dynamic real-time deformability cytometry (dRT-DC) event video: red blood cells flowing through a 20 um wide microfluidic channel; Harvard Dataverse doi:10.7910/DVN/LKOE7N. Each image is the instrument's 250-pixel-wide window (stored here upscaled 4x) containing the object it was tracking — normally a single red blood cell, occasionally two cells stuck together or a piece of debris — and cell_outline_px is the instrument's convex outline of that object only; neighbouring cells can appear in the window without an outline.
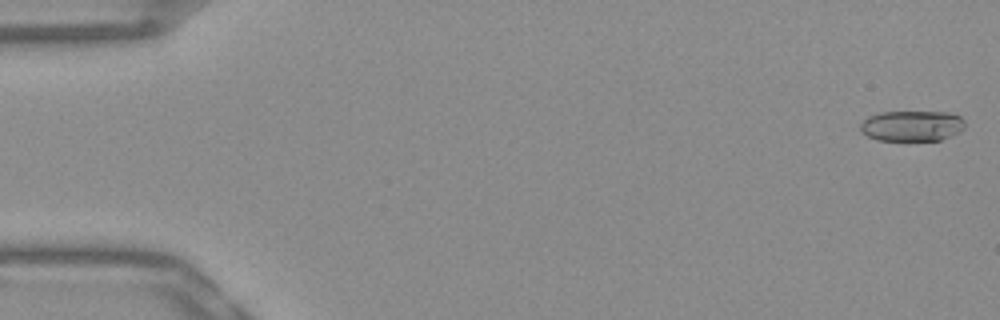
{"species": "Egyptian fruit bat (a non-hibernating species)", "species_latin": "Rousettus aegyptiacus", "temperature_condition": "warm", "stored_images_in_passage": 53, "camera_frame_rate_fps": 3000, "um_per_image_px": 0.085, "frame": {"image": 1, "passage_image": 1, "time_ms": 0.0, "image_size_px": [1000, 320], "cell_outline_px": [[964, 128], [960, 132], [940, 140], [876, 140], [860, 132], [860, 124], [868, 116], [880, 112], [948, 112], [960, 116], [964, 120]], "centroid_in_image_um": [77.5, 10.69], "position_along_channel_um": 7.5, "area_um2": 18.73}}
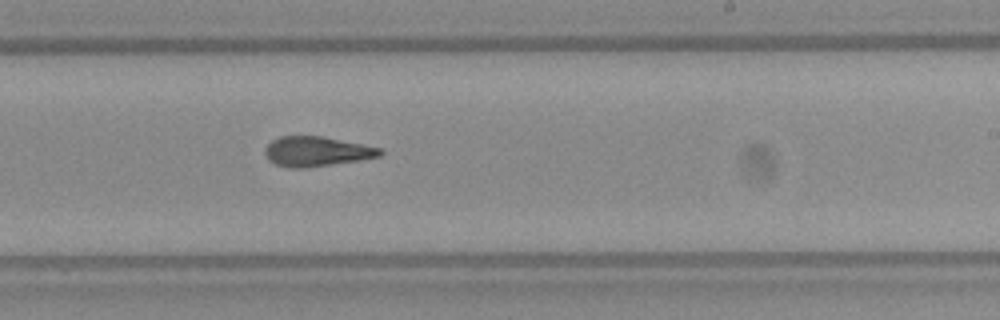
{"frame": {"image": 2, "passage_image": 32, "time_ms": 10.333, "image_size_px": [1000, 320], "cell_outline_px": [[384, 152], [380, 156], [360, 160], [304, 168], [288, 168], [276, 164], [268, 160], [264, 152], [264, 148], [272, 140], [280, 136], [320, 136], [380, 148]], "centroid_in_image_um": [26.86, 12.88], "position_along_channel_um": 262.1, "area_um2": 19.83}}
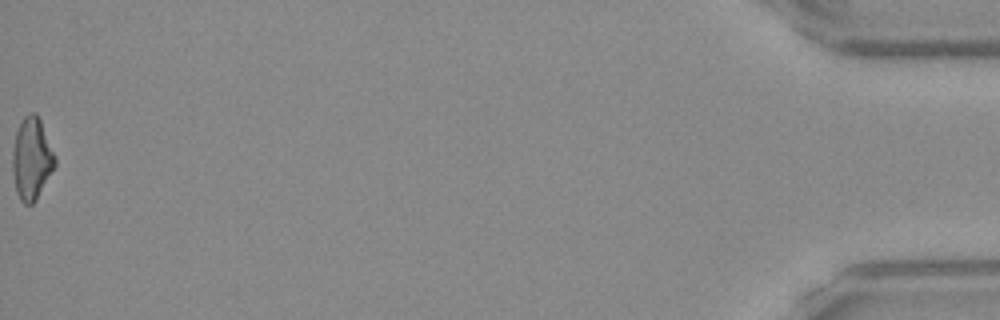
{"frame": {"image": 3, "passage_image": 53, "time_ms": 17.333, "image_size_px": [1000, 320], "cell_outline_px": [[56, 164], [36, 200], [32, 204], [24, 204], [20, 200], [16, 192], [12, 172], [12, 152], [16, 132], [24, 116], [28, 112], [36, 112], [40, 120], [56, 156]], "centroid_in_image_um": [2.68, 13.49], "position_along_channel_um": 432.5, "area_um2": 20.35}, "authors_computed_cell_mechanics": {"area_um2": 20.1144, "velocity_mm_per_s": 3.8796, "shape_relaxation_time_tau1_ms": null, "shape_relaxation_time_tau2_ms": 2.3953, "deformation_change_tau1": null, "deformation_change_tau2": 0.1282}}